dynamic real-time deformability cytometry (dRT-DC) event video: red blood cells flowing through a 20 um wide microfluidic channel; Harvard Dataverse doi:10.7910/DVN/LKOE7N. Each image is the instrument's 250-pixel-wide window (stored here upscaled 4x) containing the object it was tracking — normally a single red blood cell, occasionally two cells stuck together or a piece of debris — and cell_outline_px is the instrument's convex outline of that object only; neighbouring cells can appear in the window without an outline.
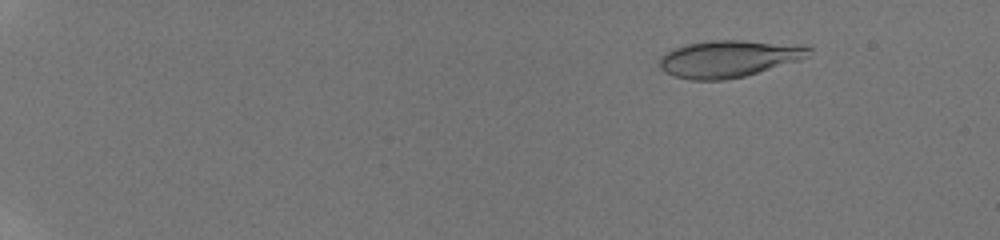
{"species": "human", "species_latin": "Homo sapiens", "temperature_condition": "room temperature", "stored_images_in_passage": 57, "camera_frame_rate_fps": 3000, "um_per_image_px": 0.085, "donor": {"sex": "male"}, "frame": {"image": 1, "passage_image": 9, "time_ms": 2.667, "image_size_px": [1000, 240], "cell_outline_px": [[812, 56], [800, 60], [744, 76], [724, 80], [692, 80], [672, 76], [664, 72], [660, 68], [660, 56], [664, 52], [672, 48], [688, 44], [712, 40], [740, 40], [812, 44]], "centroid_in_image_um": [62.02, 4.97], "position_along_channel_um": 23.0, "area_um2": 32.89}}
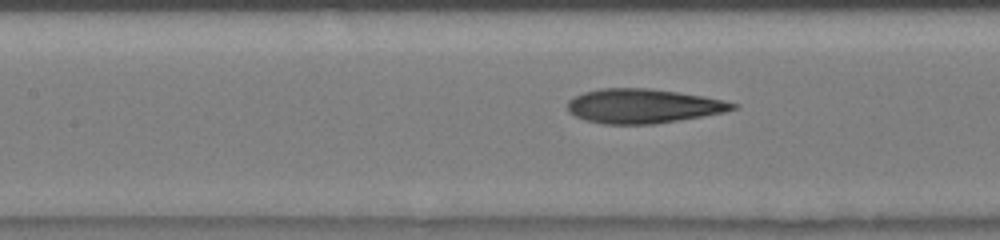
{"frame": {"image": 2, "passage_image": 31, "time_ms": 10.0, "image_size_px": [1000, 240], "cell_outline_px": [[740, 104], [736, 108], [724, 112], [652, 124], [604, 124], [584, 120], [568, 112], [568, 100], [584, 92], [600, 88], [648, 88], [704, 96], [724, 100]], "centroid_in_image_um": [54.64, 9.01], "position_along_channel_um": 152.8, "area_um2": 32.83}}
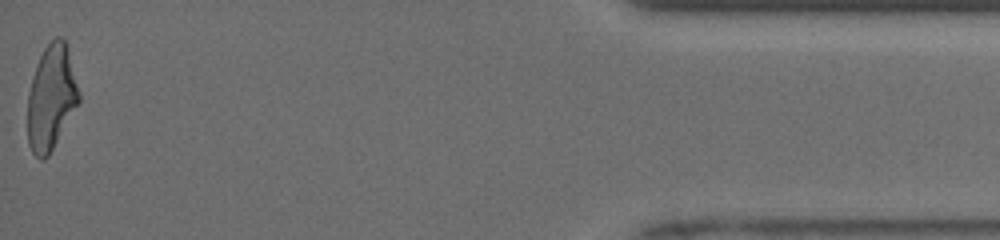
{"frame": {"image": 3, "passage_image": 57, "time_ms": 18.667, "image_size_px": [1000, 240], "cell_outline_px": [[80, 100], [48, 156], [44, 160], [40, 160], [32, 152], [28, 144], [28, 92], [32, 76], [36, 64], [44, 48], [56, 36], [60, 36], [64, 40], [68, 52], [80, 92]], "centroid_in_image_um": [4.34, 8.3], "position_along_channel_um": 430.9, "area_um2": 31.04}, "authors_computed_cell_mechanics": {"area_um2": 32.3102, "velocity_mm_per_s": 3.9684, "shape_relaxation_time_tau1_ms": 6.436, "shape_relaxation_time_tau2_ms": 1.4231, "deformation_change_tau1": 0.2236, "deformation_change_tau2": 0.0896}}